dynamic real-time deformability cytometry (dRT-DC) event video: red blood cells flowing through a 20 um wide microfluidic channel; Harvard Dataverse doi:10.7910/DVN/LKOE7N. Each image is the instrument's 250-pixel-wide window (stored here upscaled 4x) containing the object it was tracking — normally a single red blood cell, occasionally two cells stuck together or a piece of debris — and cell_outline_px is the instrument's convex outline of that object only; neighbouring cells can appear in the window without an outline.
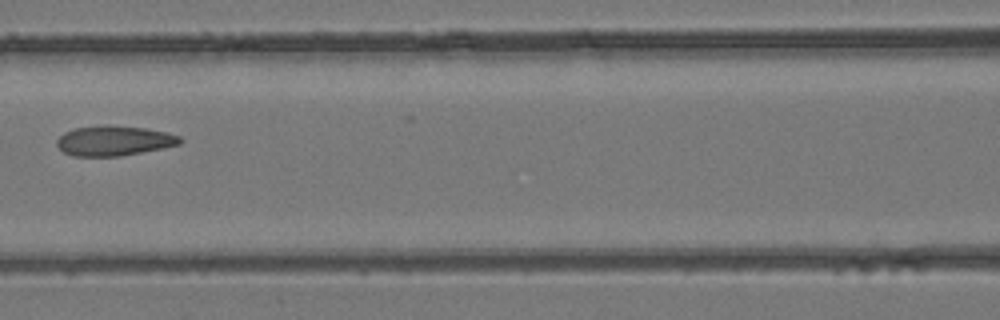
{"species": "common noctule bat (a hibernating species)", "species_latin": "Nyctalus noctula", "temperature_condition": "room temperature", "stored_images_in_passage": 5, "camera_frame_rate_fps": 3000, "um_per_image_px": 0.085, "animal": {"sex": "female", "body_mass_g": 24.6, "forearm_length_mm": 56.2}, "frame": {"image": 1, "passage_image": 5, "time_ms": 1.333, "image_size_px": [1000, 320], "cell_outline_px": [[184, 140], [180, 144], [120, 156], [72, 156], [64, 152], [56, 144], [56, 140], [64, 132], [76, 128], [104, 124], [108, 124], [148, 128], [168, 132], [180, 136]], "centroid_in_image_um": [9.7, 11.94], "position_along_channel_um": 156.9, "area_um2": 21.68}}